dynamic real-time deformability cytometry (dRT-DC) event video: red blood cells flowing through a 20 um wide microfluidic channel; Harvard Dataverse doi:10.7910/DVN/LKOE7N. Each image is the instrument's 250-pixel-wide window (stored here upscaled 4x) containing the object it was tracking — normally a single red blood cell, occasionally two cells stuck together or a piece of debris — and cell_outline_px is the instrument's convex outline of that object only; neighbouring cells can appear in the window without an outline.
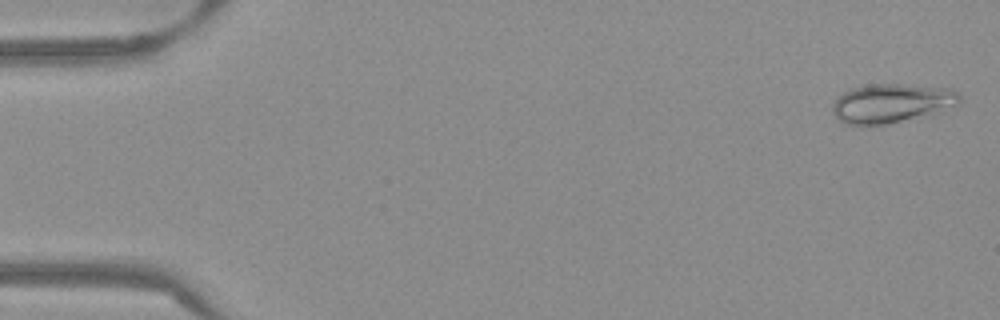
{"species": "Egyptian fruit bat (a non-hibernating species)", "species_latin": "Rousettus aegyptiacus", "temperature_condition": "warm", "stored_images_in_passage": 53, "camera_frame_rate_fps": 3000, "um_per_image_px": 0.085, "frame": {"image": 1, "passage_image": 2, "time_ms": 0.333, "image_size_px": [1000, 320], "cell_outline_px": [[960, 100], [956, 104], [940, 112], [872, 128], [844, 124], [832, 112], [832, 104], [844, 92], [852, 88], [868, 84], [896, 84], [952, 88], [960, 96]], "centroid_in_image_um": [75.74, 8.81], "position_along_channel_um": 9.3, "area_um2": 29.36}}
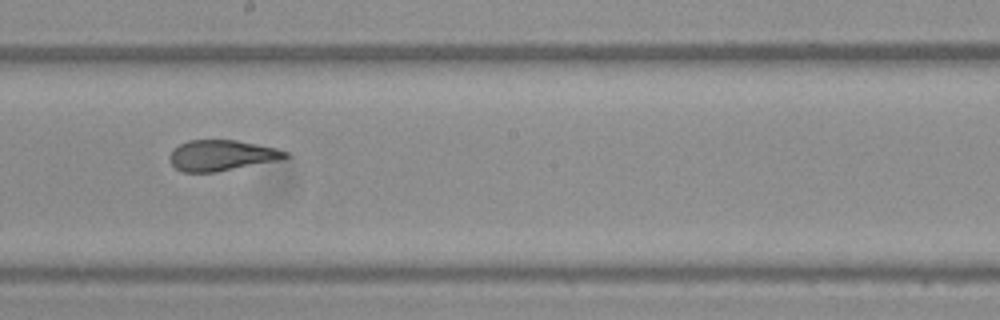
{"frame": {"image": 2, "passage_image": 30, "time_ms": 9.667, "image_size_px": [1000, 320], "cell_outline_px": [[292, 156], [284, 160], [216, 172], [184, 172], [176, 168], [168, 160], [168, 156], [180, 144], [188, 140], [236, 140], [276, 148], [288, 152]], "centroid_in_image_um": [18.9, 13.22], "position_along_channel_um": 229.3, "area_um2": 20.92}}
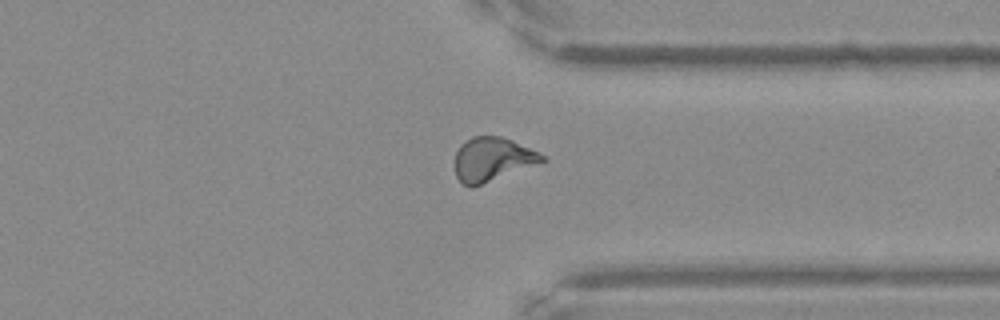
{"frame": {"image": 3, "passage_image": 41, "time_ms": 13.333, "image_size_px": [1000, 320], "cell_outline_px": [[548, 160], [472, 188], [464, 184], [456, 176], [456, 152], [460, 144], [472, 136], [500, 136], [512, 140], [544, 156]], "centroid_in_image_um": [41.83, 13.54], "position_along_channel_um": 369.6, "area_um2": 22.02}, "authors_computed_cell_mechanics": {"area_um2": 21.8484, "velocity_mm_per_s": 3.8544, "shape_relaxation_time_tau1_ms": null, "shape_relaxation_time_tau2_ms": 1.2758, "deformation_change_tau1": null, "deformation_change_tau2": 0.0671}}